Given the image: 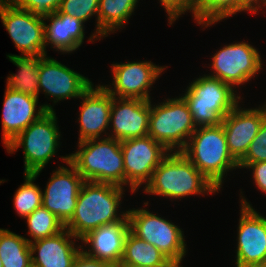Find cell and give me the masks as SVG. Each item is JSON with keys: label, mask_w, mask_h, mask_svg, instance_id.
<instances>
[{"label": "cell", "mask_w": 266, "mask_h": 267, "mask_svg": "<svg viewBox=\"0 0 266 267\" xmlns=\"http://www.w3.org/2000/svg\"><path fill=\"white\" fill-rule=\"evenodd\" d=\"M144 190L172 200L219 191L182 152H169L152 173Z\"/></svg>", "instance_id": "obj_2"}, {"label": "cell", "mask_w": 266, "mask_h": 267, "mask_svg": "<svg viewBox=\"0 0 266 267\" xmlns=\"http://www.w3.org/2000/svg\"><path fill=\"white\" fill-rule=\"evenodd\" d=\"M0 18L22 55H46L43 17L19 8L11 0H0Z\"/></svg>", "instance_id": "obj_10"}, {"label": "cell", "mask_w": 266, "mask_h": 267, "mask_svg": "<svg viewBox=\"0 0 266 267\" xmlns=\"http://www.w3.org/2000/svg\"><path fill=\"white\" fill-rule=\"evenodd\" d=\"M121 151L125 184L130 186L132 193L150 181L154 170L169 153L149 135L121 141Z\"/></svg>", "instance_id": "obj_9"}, {"label": "cell", "mask_w": 266, "mask_h": 267, "mask_svg": "<svg viewBox=\"0 0 266 267\" xmlns=\"http://www.w3.org/2000/svg\"><path fill=\"white\" fill-rule=\"evenodd\" d=\"M24 175L25 182L17 189L13 199L17 214L23 218L42 205V190L33 183L36 177L33 174Z\"/></svg>", "instance_id": "obj_29"}, {"label": "cell", "mask_w": 266, "mask_h": 267, "mask_svg": "<svg viewBox=\"0 0 266 267\" xmlns=\"http://www.w3.org/2000/svg\"><path fill=\"white\" fill-rule=\"evenodd\" d=\"M151 61L128 62L112 64L113 83L109 88L103 86L110 94L117 98L151 100L149 88L164 71Z\"/></svg>", "instance_id": "obj_14"}, {"label": "cell", "mask_w": 266, "mask_h": 267, "mask_svg": "<svg viewBox=\"0 0 266 267\" xmlns=\"http://www.w3.org/2000/svg\"><path fill=\"white\" fill-rule=\"evenodd\" d=\"M37 104L38 98L6 88L2 114V139L5 147L46 111H54L48 104L41 105L36 110Z\"/></svg>", "instance_id": "obj_17"}, {"label": "cell", "mask_w": 266, "mask_h": 267, "mask_svg": "<svg viewBox=\"0 0 266 267\" xmlns=\"http://www.w3.org/2000/svg\"><path fill=\"white\" fill-rule=\"evenodd\" d=\"M90 88L80 97L82 104L80 107V135L79 142L99 139L102 132L109 127L111 105L113 95L110 94L103 85Z\"/></svg>", "instance_id": "obj_20"}, {"label": "cell", "mask_w": 266, "mask_h": 267, "mask_svg": "<svg viewBox=\"0 0 266 267\" xmlns=\"http://www.w3.org/2000/svg\"><path fill=\"white\" fill-rule=\"evenodd\" d=\"M98 7L99 0H62L59 11L71 17L85 22L93 15H97L96 31L89 38V41L100 39L98 36Z\"/></svg>", "instance_id": "obj_30"}, {"label": "cell", "mask_w": 266, "mask_h": 267, "mask_svg": "<svg viewBox=\"0 0 266 267\" xmlns=\"http://www.w3.org/2000/svg\"><path fill=\"white\" fill-rule=\"evenodd\" d=\"M130 231L145 242L154 245L176 267L186 255V244L182 230L169 220L163 219L147 209L126 211Z\"/></svg>", "instance_id": "obj_8"}, {"label": "cell", "mask_w": 266, "mask_h": 267, "mask_svg": "<svg viewBox=\"0 0 266 267\" xmlns=\"http://www.w3.org/2000/svg\"><path fill=\"white\" fill-rule=\"evenodd\" d=\"M72 238L78 239L64 228L53 236L30 242L32 267H72L83 247L76 248ZM36 252L38 255L33 256Z\"/></svg>", "instance_id": "obj_21"}, {"label": "cell", "mask_w": 266, "mask_h": 267, "mask_svg": "<svg viewBox=\"0 0 266 267\" xmlns=\"http://www.w3.org/2000/svg\"><path fill=\"white\" fill-rule=\"evenodd\" d=\"M61 160L69 166V169L60 166L54 171L46 189L42 192V206L65 226L74 215L78 194L85 180L69 161V155L61 157Z\"/></svg>", "instance_id": "obj_12"}, {"label": "cell", "mask_w": 266, "mask_h": 267, "mask_svg": "<svg viewBox=\"0 0 266 267\" xmlns=\"http://www.w3.org/2000/svg\"><path fill=\"white\" fill-rule=\"evenodd\" d=\"M19 8L40 17L49 16L59 10L62 0H11Z\"/></svg>", "instance_id": "obj_32"}, {"label": "cell", "mask_w": 266, "mask_h": 267, "mask_svg": "<svg viewBox=\"0 0 266 267\" xmlns=\"http://www.w3.org/2000/svg\"><path fill=\"white\" fill-rule=\"evenodd\" d=\"M236 267H266L265 264H250V265H243V266H236Z\"/></svg>", "instance_id": "obj_37"}, {"label": "cell", "mask_w": 266, "mask_h": 267, "mask_svg": "<svg viewBox=\"0 0 266 267\" xmlns=\"http://www.w3.org/2000/svg\"><path fill=\"white\" fill-rule=\"evenodd\" d=\"M238 106L223 118L222 125L229 152L239 163L266 119V104L258 109H241Z\"/></svg>", "instance_id": "obj_16"}, {"label": "cell", "mask_w": 266, "mask_h": 267, "mask_svg": "<svg viewBox=\"0 0 266 267\" xmlns=\"http://www.w3.org/2000/svg\"><path fill=\"white\" fill-rule=\"evenodd\" d=\"M118 100V101H117ZM150 100L117 98L113 96L109 138L123 141L148 135Z\"/></svg>", "instance_id": "obj_18"}, {"label": "cell", "mask_w": 266, "mask_h": 267, "mask_svg": "<svg viewBox=\"0 0 266 267\" xmlns=\"http://www.w3.org/2000/svg\"><path fill=\"white\" fill-rule=\"evenodd\" d=\"M122 186L111 183L84 181L78 194L75 212L65 228L78 240L102 225L121 220L127 212L118 215Z\"/></svg>", "instance_id": "obj_1"}, {"label": "cell", "mask_w": 266, "mask_h": 267, "mask_svg": "<svg viewBox=\"0 0 266 267\" xmlns=\"http://www.w3.org/2000/svg\"><path fill=\"white\" fill-rule=\"evenodd\" d=\"M25 219L28 224V233L33 237V240L28 239V242L53 236L65 228L61 221L42 205Z\"/></svg>", "instance_id": "obj_28"}, {"label": "cell", "mask_w": 266, "mask_h": 267, "mask_svg": "<svg viewBox=\"0 0 266 267\" xmlns=\"http://www.w3.org/2000/svg\"><path fill=\"white\" fill-rule=\"evenodd\" d=\"M72 267H116V265L91 258L81 251L74 260Z\"/></svg>", "instance_id": "obj_35"}, {"label": "cell", "mask_w": 266, "mask_h": 267, "mask_svg": "<svg viewBox=\"0 0 266 267\" xmlns=\"http://www.w3.org/2000/svg\"><path fill=\"white\" fill-rule=\"evenodd\" d=\"M260 4L266 6V0H238V12L249 11L256 14L259 8L262 9Z\"/></svg>", "instance_id": "obj_36"}, {"label": "cell", "mask_w": 266, "mask_h": 267, "mask_svg": "<svg viewBox=\"0 0 266 267\" xmlns=\"http://www.w3.org/2000/svg\"><path fill=\"white\" fill-rule=\"evenodd\" d=\"M266 161V119L263 121L258 134L250 143L245 157L238 163V167L246 168L250 163Z\"/></svg>", "instance_id": "obj_31"}, {"label": "cell", "mask_w": 266, "mask_h": 267, "mask_svg": "<svg viewBox=\"0 0 266 267\" xmlns=\"http://www.w3.org/2000/svg\"><path fill=\"white\" fill-rule=\"evenodd\" d=\"M246 168L253 170L255 184L259 190L266 193V161L250 163Z\"/></svg>", "instance_id": "obj_34"}, {"label": "cell", "mask_w": 266, "mask_h": 267, "mask_svg": "<svg viewBox=\"0 0 266 267\" xmlns=\"http://www.w3.org/2000/svg\"><path fill=\"white\" fill-rule=\"evenodd\" d=\"M138 0H99L98 37H107L109 33L124 27Z\"/></svg>", "instance_id": "obj_25"}, {"label": "cell", "mask_w": 266, "mask_h": 267, "mask_svg": "<svg viewBox=\"0 0 266 267\" xmlns=\"http://www.w3.org/2000/svg\"><path fill=\"white\" fill-rule=\"evenodd\" d=\"M31 256L27 238L0 228V259L3 267H32Z\"/></svg>", "instance_id": "obj_26"}, {"label": "cell", "mask_w": 266, "mask_h": 267, "mask_svg": "<svg viewBox=\"0 0 266 267\" xmlns=\"http://www.w3.org/2000/svg\"><path fill=\"white\" fill-rule=\"evenodd\" d=\"M46 56L40 61L39 91L42 89L44 94L54 99V103L80 98L93 84L88 78Z\"/></svg>", "instance_id": "obj_15"}, {"label": "cell", "mask_w": 266, "mask_h": 267, "mask_svg": "<svg viewBox=\"0 0 266 267\" xmlns=\"http://www.w3.org/2000/svg\"><path fill=\"white\" fill-rule=\"evenodd\" d=\"M43 20L50 21L47 25L44 21L45 46L51 44L56 51L70 53L79 48L84 40V22L57 10Z\"/></svg>", "instance_id": "obj_22"}, {"label": "cell", "mask_w": 266, "mask_h": 267, "mask_svg": "<svg viewBox=\"0 0 266 267\" xmlns=\"http://www.w3.org/2000/svg\"><path fill=\"white\" fill-rule=\"evenodd\" d=\"M238 225L236 266L264 264L266 261V217L242 197Z\"/></svg>", "instance_id": "obj_13"}, {"label": "cell", "mask_w": 266, "mask_h": 267, "mask_svg": "<svg viewBox=\"0 0 266 267\" xmlns=\"http://www.w3.org/2000/svg\"><path fill=\"white\" fill-rule=\"evenodd\" d=\"M60 131L55 111H46L38 120L32 122L7 145L8 153L22 146L24 149V174L36 178L59 147Z\"/></svg>", "instance_id": "obj_6"}, {"label": "cell", "mask_w": 266, "mask_h": 267, "mask_svg": "<svg viewBox=\"0 0 266 267\" xmlns=\"http://www.w3.org/2000/svg\"><path fill=\"white\" fill-rule=\"evenodd\" d=\"M238 12V0H197L196 21L208 27Z\"/></svg>", "instance_id": "obj_27"}, {"label": "cell", "mask_w": 266, "mask_h": 267, "mask_svg": "<svg viewBox=\"0 0 266 267\" xmlns=\"http://www.w3.org/2000/svg\"><path fill=\"white\" fill-rule=\"evenodd\" d=\"M45 55H7L8 59L15 64L19 70L17 74L7 77V87L27 95L38 98L39 96V68L40 61Z\"/></svg>", "instance_id": "obj_23"}, {"label": "cell", "mask_w": 266, "mask_h": 267, "mask_svg": "<svg viewBox=\"0 0 266 267\" xmlns=\"http://www.w3.org/2000/svg\"><path fill=\"white\" fill-rule=\"evenodd\" d=\"M116 267H137V266H131V265H126V264H118Z\"/></svg>", "instance_id": "obj_38"}, {"label": "cell", "mask_w": 266, "mask_h": 267, "mask_svg": "<svg viewBox=\"0 0 266 267\" xmlns=\"http://www.w3.org/2000/svg\"><path fill=\"white\" fill-rule=\"evenodd\" d=\"M160 3H162L161 6L165 8V12L169 16V25L188 10L194 14L193 16L196 20L197 0H160Z\"/></svg>", "instance_id": "obj_33"}, {"label": "cell", "mask_w": 266, "mask_h": 267, "mask_svg": "<svg viewBox=\"0 0 266 267\" xmlns=\"http://www.w3.org/2000/svg\"><path fill=\"white\" fill-rule=\"evenodd\" d=\"M181 152L218 190L225 173L239 168L229 152L222 124L197 127Z\"/></svg>", "instance_id": "obj_3"}, {"label": "cell", "mask_w": 266, "mask_h": 267, "mask_svg": "<svg viewBox=\"0 0 266 267\" xmlns=\"http://www.w3.org/2000/svg\"><path fill=\"white\" fill-rule=\"evenodd\" d=\"M129 231L126 214L121 220L102 225L82 237L81 242L91 245L88 251L82 248V252L91 258L118 265L123 257L124 242Z\"/></svg>", "instance_id": "obj_19"}, {"label": "cell", "mask_w": 266, "mask_h": 267, "mask_svg": "<svg viewBox=\"0 0 266 267\" xmlns=\"http://www.w3.org/2000/svg\"><path fill=\"white\" fill-rule=\"evenodd\" d=\"M213 74L224 83L242 85L252 79L262 68V61L256 48L246 42L224 46L212 57Z\"/></svg>", "instance_id": "obj_11"}, {"label": "cell", "mask_w": 266, "mask_h": 267, "mask_svg": "<svg viewBox=\"0 0 266 267\" xmlns=\"http://www.w3.org/2000/svg\"><path fill=\"white\" fill-rule=\"evenodd\" d=\"M121 264L137 267H176L154 245L128 232Z\"/></svg>", "instance_id": "obj_24"}, {"label": "cell", "mask_w": 266, "mask_h": 267, "mask_svg": "<svg viewBox=\"0 0 266 267\" xmlns=\"http://www.w3.org/2000/svg\"><path fill=\"white\" fill-rule=\"evenodd\" d=\"M196 129L188 104L182 96L164 100L156 106H152L150 100L148 135L169 152H181Z\"/></svg>", "instance_id": "obj_7"}, {"label": "cell", "mask_w": 266, "mask_h": 267, "mask_svg": "<svg viewBox=\"0 0 266 267\" xmlns=\"http://www.w3.org/2000/svg\"><path fill=\"white\" fill-rule=\"evenodd\" d=\"M78 145V151L69 155V161L85 181L125 185L121 141L104 137Z\"/></svg>", "instance_id": "obj_4"}, {"label": "cell", "mask_w": 266, "mask_h": 267, "mask_svg": "<svg viewBox=\"0 0 266 267\" xmlns=\"http://www.w3.org/2000/svg\"><path fill=\"white\" fill-rule=\"evenodd\" d=\"M187 88L182 97L197 127L222 124L241 99L231 85L209 75L200 76Z\"/></svg>", "instance_id": "obj_5"}]
</instances>
